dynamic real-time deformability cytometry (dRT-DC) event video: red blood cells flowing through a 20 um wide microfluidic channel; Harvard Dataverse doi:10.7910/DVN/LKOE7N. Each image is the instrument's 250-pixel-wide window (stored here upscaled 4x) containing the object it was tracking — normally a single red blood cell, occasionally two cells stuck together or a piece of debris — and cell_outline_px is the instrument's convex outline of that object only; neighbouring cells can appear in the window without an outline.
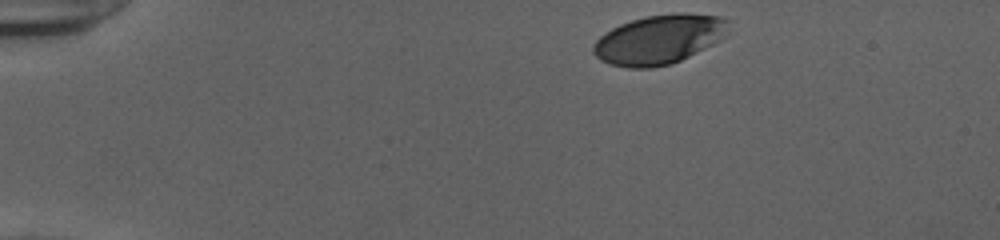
{"species": "human", "species_latin": "Homo sapiens", "temperature_condition": "cold", "stored_images_in_passage": 43, "camera_frame_rate_fps": 3000, "um_per_image_px": 0.085, "donor": {"sex": "female"}, "frame": {"image": 1, "passage_image": 1, "time_ms": 0.0, "image_size_px": [1000, 240], "cell_outline_px": [[728, 36], [672, 64], [652, 68], [628, 68], [608, 64], [600, 60], [592, 52], [592, 44], [604, 32], [620, 24], [644, 16], [676, 12], [680, 12], [720, 16], [728, 20]], "centroid_in_image_um": [56.01, 3.35], "position_along_channel_um": 29.0, "area_um2": 39.25}}
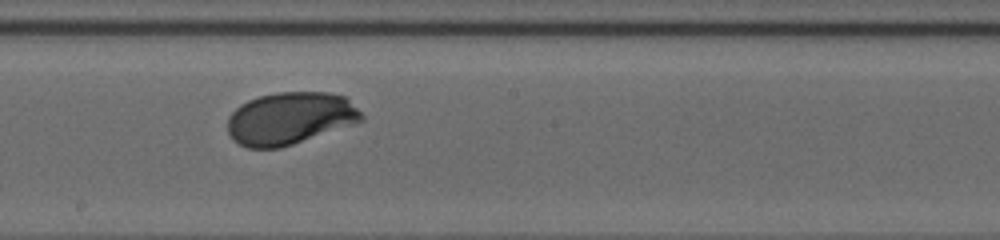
{"frame": {"image": 2, "passage_image": 23, "time_ms": 7.333, "image_size_px": [1000, 240], "cell_outline_px": [[364, 120], [280, 148], [248, 148], [232, 140], [228, 132], [228, 116], [240, 104], [248, 100], [260, 96], [276, 92], [328, 92], [348, 96], [364, 116]], "centroid_in_image_um": [24.65, 10.04], "position_along_channel_um": 223.6, "area_um2": 40.92}}
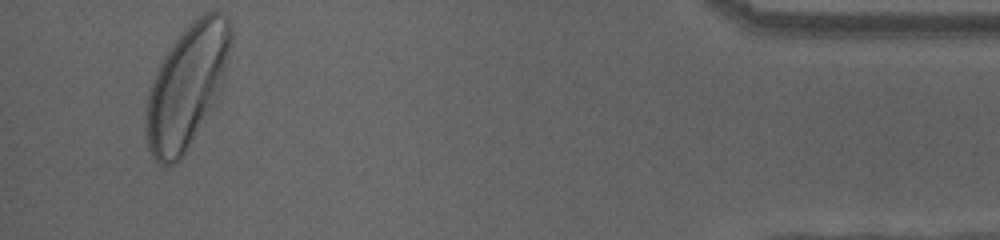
{"frame": {"image": 3, "passage_image": 43, "time_ms": 14.0, "image_size_px": [1000, 240], "cell_outline_px": [[232, 40], [220, 92], [212, 108], [180, 160], [176, 164], [160, 164], [152, 156], [148, 148], [144, 132], [144, 116], [148, 96], [152, 84], [160, 64], [164, 56], [176, 40], [192, 20], [204, 12], [220, 12], [228, 16], [232, 28]], "centroid_in_image_um": [15.89, 7.34], "position_along_channel_um": 419.3, "area_um2": 60.29}, "authors_computed_cell_mechanics": {"area_um2": 40.5756, "velocity_mm_per_s": 3.8543, "shape_relaxation_time_tau1_ms": 1.4096, "shape_relaxation_time_tau2_ms": null, "deformation_change_tau1": 0.1207, "deformation_change_tau2": null}}